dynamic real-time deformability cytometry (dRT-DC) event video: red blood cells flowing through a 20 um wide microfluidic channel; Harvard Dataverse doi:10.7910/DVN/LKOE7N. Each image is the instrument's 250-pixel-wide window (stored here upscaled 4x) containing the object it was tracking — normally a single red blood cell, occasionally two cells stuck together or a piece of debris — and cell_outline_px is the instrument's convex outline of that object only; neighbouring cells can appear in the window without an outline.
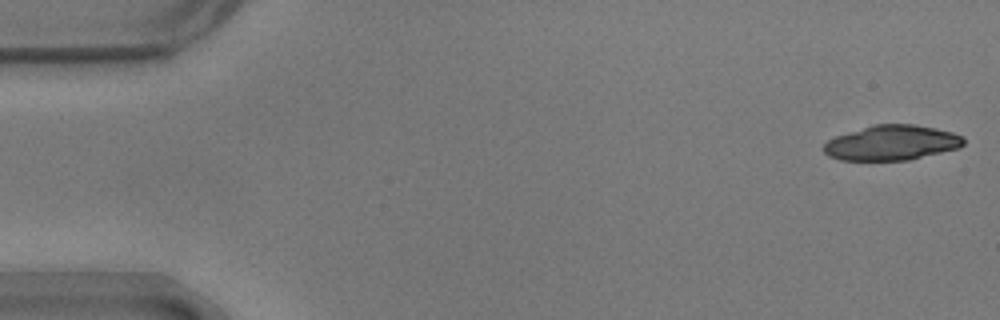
{"species": "common noctule bat (a hibernating species)", "species_latin": "Nyctalus noctula", "temperature_condition": "warm", "stored_images_in_passage": 16, "camera_frame_rate_fps": 3000, "um_per_image_px": 0.085, "animal": {"sex": "male", "body_mass_g": 17.9}, "frame": {"image": 1, "passage_image": 1, "time_ms": 0.0, "image_size_px": [1000, 320], "cell_outline_px": [[964, 144], [960, 148], [908, 160], [840, 160], [828, 156], [824, 152], [824, 144], [828, 140], [836, 136], [872, 124], [912, 124], [936, 128], [952, 132], [964, 136]], "centroid_in_image_um": [75.81, 12.13], "position_along_channel_um": 9.2, "area_um2": 28.61}}